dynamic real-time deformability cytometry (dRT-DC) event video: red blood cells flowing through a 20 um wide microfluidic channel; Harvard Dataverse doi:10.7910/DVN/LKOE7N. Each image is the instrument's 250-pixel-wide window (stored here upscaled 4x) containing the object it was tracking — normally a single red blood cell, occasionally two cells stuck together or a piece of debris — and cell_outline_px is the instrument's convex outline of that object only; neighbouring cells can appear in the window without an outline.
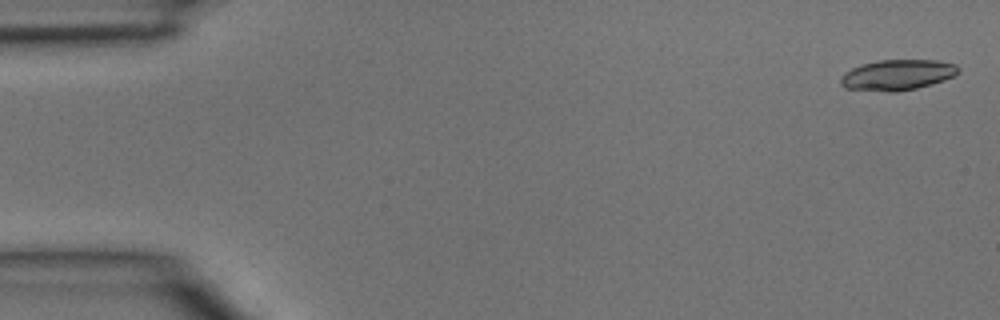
{"species": "common noctule bat (a hibernating species)", "species_latin": "Nyctalus noctula", "temperature_condition": "room temperature", "stored_images_in_passage": 5, "segment_of_instrument_passage": [1, 2], "camera_frame_rate_fps": 3000, "um_per_image_px": 0.085, "animal": {"sex": "male", "body_mass_g": 15.6}, "frame": {"image": 1, "passage_image": 1, "time_ms": 0.0, "image_size_px": [1000, 320], "cell_outline_px": [[960, 72], [944, 80], [932, 84], [916, 88], [896, 92], [888, 92], [844, 88], [840, 84], [840, 76], [844, 72], [860, 64], [880, 60], [936, 60], [956, 64], [960, 68]], "centroid_in_image_um": [76.26, 6.37], "position_along_channel_um": 8.7, "area_um2": 21.15}}